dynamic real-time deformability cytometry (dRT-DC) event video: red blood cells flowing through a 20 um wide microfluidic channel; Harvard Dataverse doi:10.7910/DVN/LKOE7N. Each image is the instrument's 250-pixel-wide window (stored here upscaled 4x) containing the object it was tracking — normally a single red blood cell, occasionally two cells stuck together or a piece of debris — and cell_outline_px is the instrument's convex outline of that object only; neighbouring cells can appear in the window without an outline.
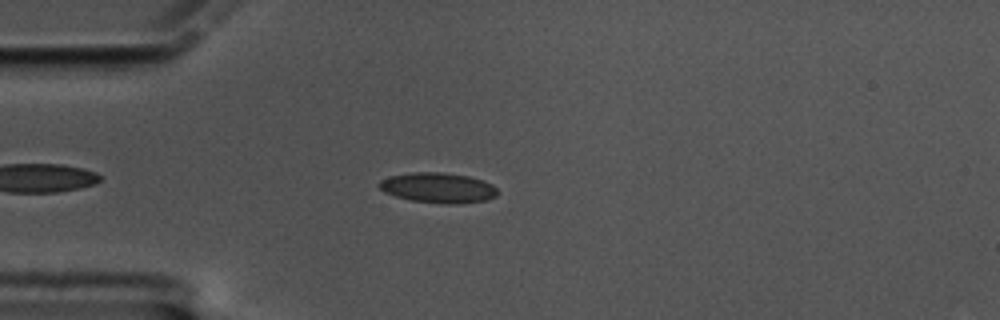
{"species": "common noctule bat (a hibernating species)", "species_latin": "Nyctalus noctula", "temperature_condition": "cold", "stored_images_in_passage": 46, "camera_frame_rate_fps": 3000, "um_per_image_px": 0.085, "animal": {"sex": "male", "body_mass_g": 17.5, "forearm_length_mm": 52.3}, "frame": {"image": 1, "passage_image": 8, "time_ms": 2.333, "image_size_px": [1000, 320], "cell_outline_px": [[496, 196], [488, 200], [456, 204], [444, 204], [412, 200], [396, 196], [384, 192], [376, 184], [380, 180], [392, 176], [412, 172], [444, 172], [468, 176], [484, 180], [492, 184], [496, 188]], "centroid_in_image_um": [37.25, 15.96], "position_along_channel_um": 47.8, "area_um2": 20.87}}
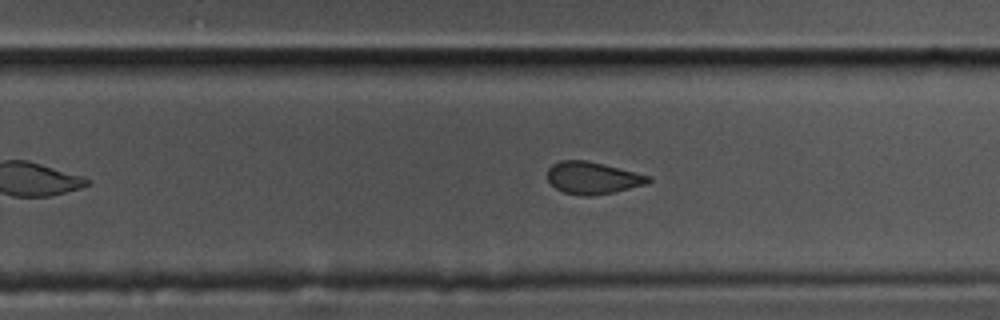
{"frame": {"image": 2, "passage_image": 30, "time_ms": 9.667, "image_size_px": [1000, 320], "cell_outline_px": [[652, 180], [644, 184], [616, 192], [592, 196], [580, 196], [564, 192], [556, 188], [548, 180], [548, 168], [552, 164], [560, 160], [584, 160], [652, 176]], "centroid_in_image_um": [50.36, 15.13], "position_along_channel_um": 279.4, "area_um2": 18.79}}
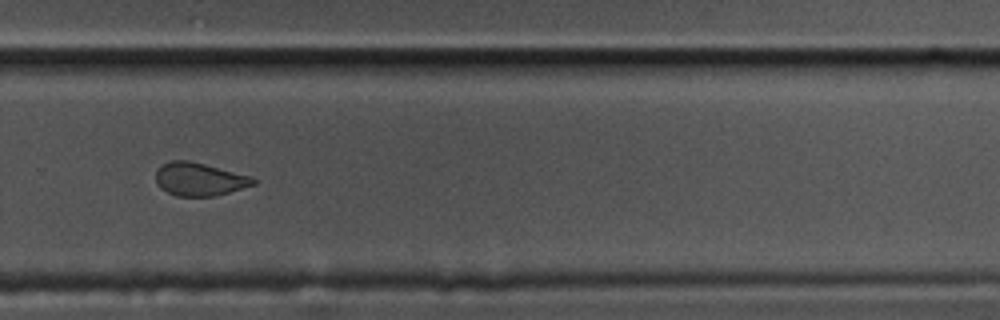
{"frame": {"image": 3, "passage_image": 33, "time_ms": 10.667, "image_size_px": [1000, 320], "cell_outline_px": [[260, 180], [256, 184], [216, 196], [176, 196], [160, 188], [156, 184], [156, 168], [172, 160], [188, 160], [252, 176]], "centroid_in_image_um": [16.97, 15.24], "position_along_channel_um": 312.8, "area_um2": 18.96}, "authors_computed_cell_mechanics": {"area_um2": 19.8254, "velocity_mm_per_s": 3.3439, "shape_relaxation_time_tau1_ms": 7.8177, "shape_relaxation_time_tau2_ms": 3.0434, "deformation_change_tau1": 0.1405, "deformation_change_tau2": 0.0638}}